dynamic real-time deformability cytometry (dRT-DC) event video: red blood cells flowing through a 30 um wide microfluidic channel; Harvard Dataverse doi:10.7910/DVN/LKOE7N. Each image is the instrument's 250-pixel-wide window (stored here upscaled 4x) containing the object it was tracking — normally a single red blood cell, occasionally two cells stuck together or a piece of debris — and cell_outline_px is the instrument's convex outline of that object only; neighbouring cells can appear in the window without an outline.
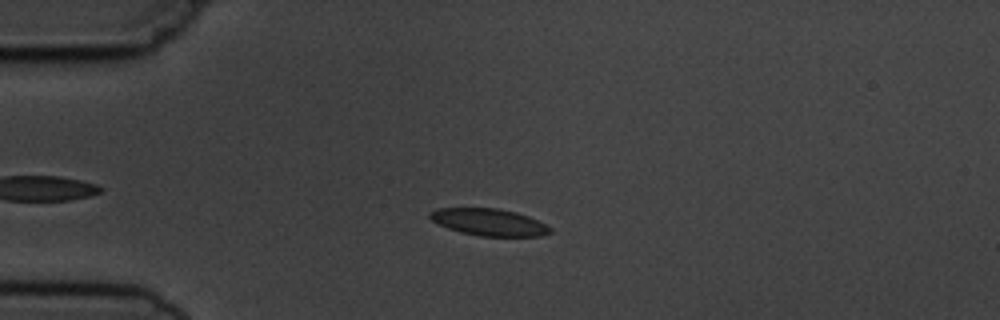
{"species": "common noctule bat (a hibernating species)", "species_latin": "Nyctalus noctula", "temperature_condition": "cold", "stored_images_in_passage": 14, "camera_frame_rate_fps": 3000, "um_per_image_px": 0.085, "animal": {"sex": "male", "body_mass_g": 19.5, "forearm_length_mm": 54.6}, "frame": {"image": 1, "passage_image": 3, "time_ms": 3.333, "image_size_px": [1000, 320], "cell_outline_px": [[552, 232], [540, 236], [480, 236], [460, 232], [448, 228], [432, 220], [428, 216], [428, 212], [436, 208], [496, 208], [516, 212], [528, 216], [552, 228]], "centroid_in_image_um": [41.54, 18.88], "position_along_channel_um": 43.5, "area_um2": 18.84}}
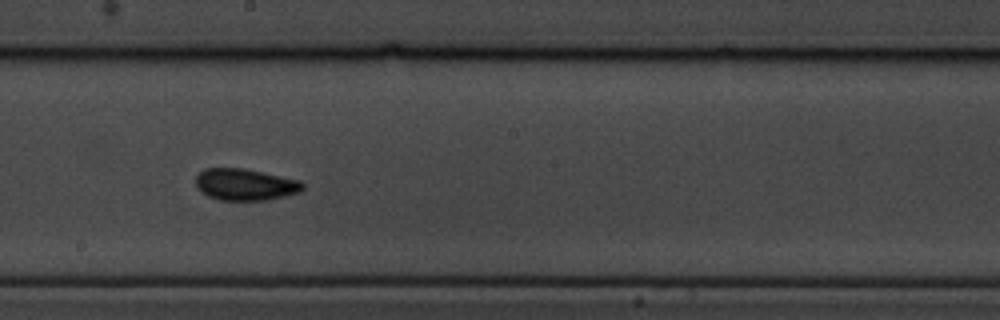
{"frame": {"image": 2, "passage_image": 8, "time_ms": 9.0, "image_size_px": [1000, 320], "cell_outline_px": [[304, 188], [300, 192], [268, 200], [220, 200], [208, 196], [200, 192], [196, 184], [196, 176], [204, 168], [244, 168], [264, 172], [300, 180], [304, 184]], "centroid_in_image_um": [20.84, 15.68], "position_along_channel_um": 227.4, "area_um2": 19.88}}
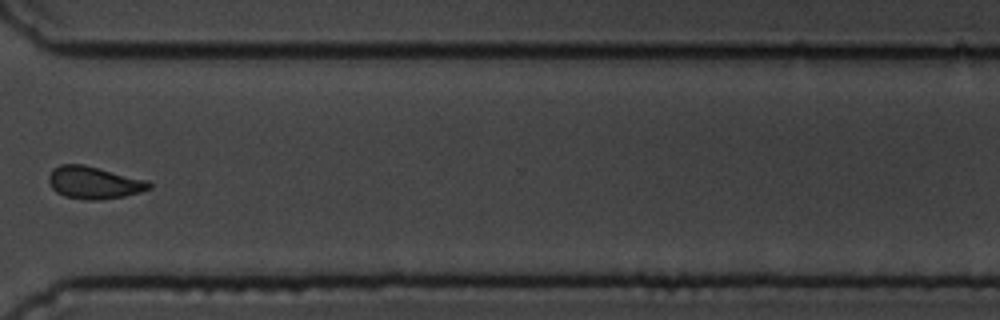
{"frame": {"image": 3, "passage_image": 11, "time_ms": 12.667, "image_size_px": [1000, 320], "cell_outline_px": [[152, 188], [140, 192], [124, 196], [96, 200], [84, 200], [64, 196], [56, 192], [52, 188], [48, 180], [48, 176], [52, 168], [60, 164], [84, 164], [148, 180], [152, 184]], "centroid_in_image_um": [7.98, 15.51], "position_along_channel_um": 362.6, "area_um2": 19.13}, "authors_computed_cell_mechanics": {"area_um2": 19.074, "velocity_mm_per_s": 3.6874, "shape_relaxation_time_tau1_ms": 3.1399, "shape_relaxation_time_tau2_ms": 3.0965, "deformation_change_tau1": 0.0842, "deformation_change_tau2": 0.0474}}